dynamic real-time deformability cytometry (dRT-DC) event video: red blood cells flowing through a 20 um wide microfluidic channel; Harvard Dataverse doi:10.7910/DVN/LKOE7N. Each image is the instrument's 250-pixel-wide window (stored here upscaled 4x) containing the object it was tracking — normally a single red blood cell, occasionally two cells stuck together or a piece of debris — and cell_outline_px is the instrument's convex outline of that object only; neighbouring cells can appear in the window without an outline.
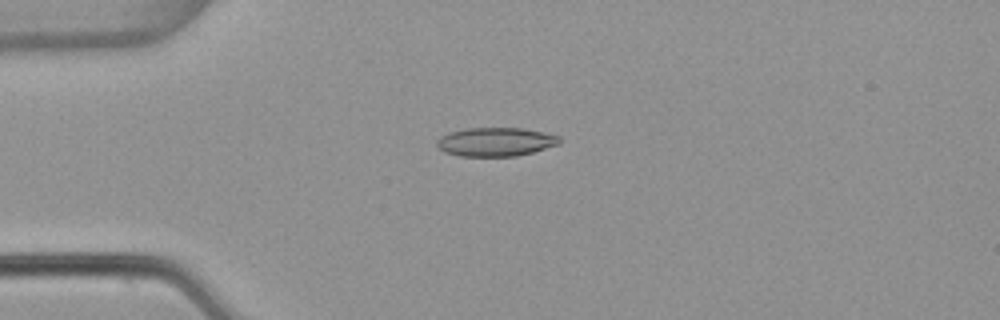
{"species": "common noctule bat (a hibernating species)", "species_latin": "Nyctalus noctula", "temperature_condition": "warm", "stored_images_in_passage": 5, "camera_frame_rate_fps": 3000, "um_per_image_px": 0.085, "animal": {"sex": "female", "body_mass_g": 22.7, "forearm_length_mm": 54.2}, "frame": {"image": 1, "passage_image": 4, "time_ms": 1.0, "image_size_px": [1000, 320], "cell_outline_px": [[560, 144], [532, 152], [516, 156], [460, 156], [444, 152], [436, 144], [436, 140], [440, 136], [448, 132], [464, 128], [524, 128], [544, 132], [560, 136]], "centroid_in_image_um": [42.11, 12.05], "position_along_channel_um": 42.9, "area_um2": 20.69}}